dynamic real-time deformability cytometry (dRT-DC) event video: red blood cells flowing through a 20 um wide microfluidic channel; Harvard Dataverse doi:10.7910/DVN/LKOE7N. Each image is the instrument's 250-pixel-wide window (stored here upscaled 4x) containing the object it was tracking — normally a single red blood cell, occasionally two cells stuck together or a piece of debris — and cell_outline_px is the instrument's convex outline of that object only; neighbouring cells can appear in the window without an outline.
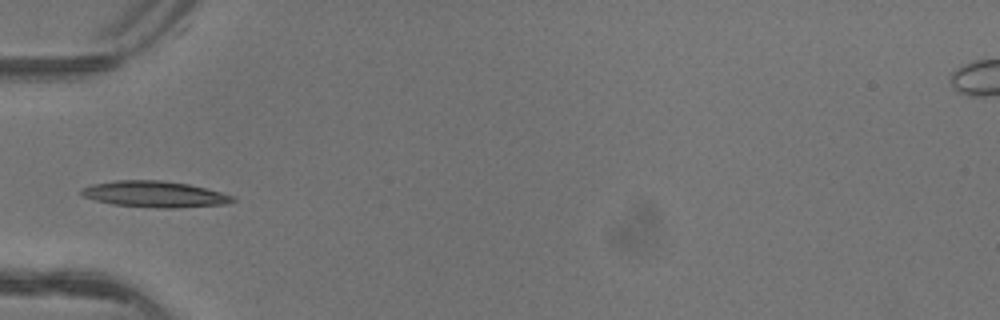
{"species": "common noctule bat (a hibernating species)", "species_latin": "Nyctalus noctula", "temperature_condition": "warm", "stored_images_in_passage": 5, "camera_frame_rate_fps": 3000, "um_per_image_px": 0.085, "animal": {"sex": "female"}, "frame": {"image": 1, "passage_image": 5, "time_ms": 1.333, "image_size_px": [1000, 320], "cell_outline_px": [[236, 200], [228, 204], [176, 208], [160, 208], [112, 204], [96, 200], [84, 196], [80, 192], [80, 188], [92, 184], [116, 180], [164, 180], [188, 184], [220, 192], [232, 196]], "centroid_in_image_um": [13.14, 16.5], "position_along_channel_um": 71.9, "area_um2": 23.0}}